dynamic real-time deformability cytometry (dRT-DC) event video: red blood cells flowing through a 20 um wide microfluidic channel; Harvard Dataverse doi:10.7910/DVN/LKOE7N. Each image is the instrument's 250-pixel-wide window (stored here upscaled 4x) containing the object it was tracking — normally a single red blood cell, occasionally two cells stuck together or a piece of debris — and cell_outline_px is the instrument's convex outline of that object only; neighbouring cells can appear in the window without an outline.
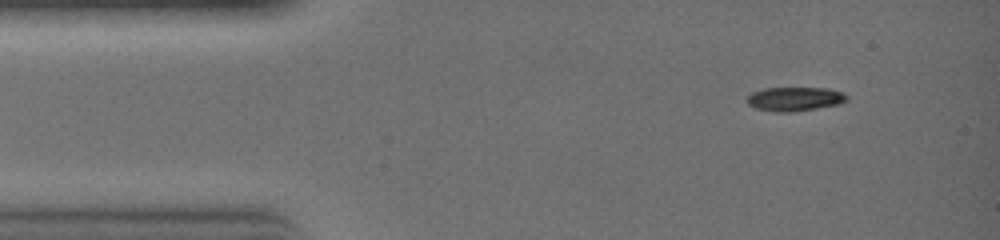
{"species": "common noctule bat (a hibernating species)", "species_latin": "Nyctalus noctula", "temperature_condition": "warm", "stored_images_in_passage": 10, "camera_frame_rate_fps": 3000, "um_per_image_px": 0.085, "animal": {"sex": "female", "body_mass_g": 19.0, "forearm_length_mm": 51.5}, "frame": {"image": 1, "passage_image": 1, "time_ms": 0.0, "image_size_px": [1000, 240], "cell_outline_px": [[848, 96], [844, 100], [836, 104], [816, 108], [788, 112], [776, 112], [756, 108], [748, 104], [748, 96], [752, 92], [764, 88], [828, 88], [840, 92]], "centroid_in_image_um": [67.5, 8.4], "position_along_channel_um": 17.5, "area_um2": 13.58}}
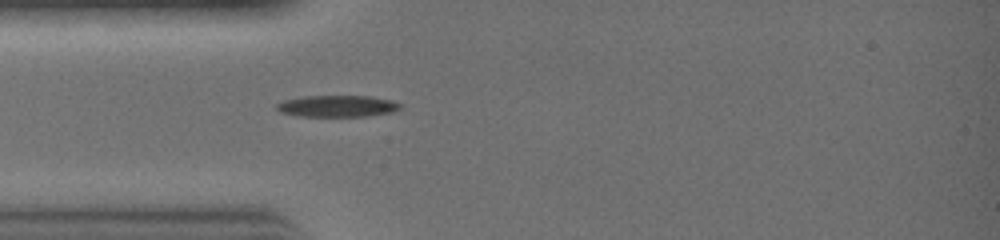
{"frame": {"image": 2, "passage_image": 6, "time_ms": 1.667, "image_size_px": [1000, 240], "cell_outline_px": [[400, 108], [392, 112], [364, 116], [300, 116], [280, 112], [276, 108], [276, 104], [284, 100], [304, 96], [368, 96], [392, 100], [400, 104]], "centroid_in_image_um": [28.65, 9.01], "position_along_channel_um": 56.4, "area_um2": 15.37}}